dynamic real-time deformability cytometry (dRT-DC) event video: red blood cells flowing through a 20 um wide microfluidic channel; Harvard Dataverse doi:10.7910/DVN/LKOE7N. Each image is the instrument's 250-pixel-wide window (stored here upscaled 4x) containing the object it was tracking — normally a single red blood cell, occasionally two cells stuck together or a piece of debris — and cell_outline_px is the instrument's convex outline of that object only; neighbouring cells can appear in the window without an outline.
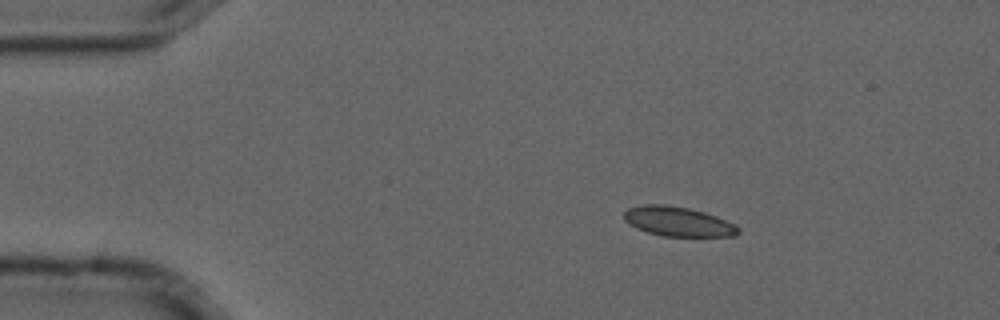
{"species": "common noctule bat (a hibernating species)", "species_latin": "Nyctalus noctula", "temperature_condition": "cold", "stored_images_in_passage": 3, "camera_frame_rate_fps": 3000, "um_per_image_px": 0.085, "animal": {"sex": "male", "forearm_length_mm": 52.5}, "frame": {"image": 1, "passage_image": 1, "time_ms": 0.0, "image_size_px": [1000, 320], "cell_outline_px": [[740, 232], [736, 236], [664, 236], [648, 232], [636, 228], [628, 224], [624, 220], [624, 212], [628, 208], [644, 204], [664, 204], [688, 208], [704, 212], [716, 216], [740, 228]], "centroid_in_image_um": [57.6, 18.83], "position_along_channel_um": 27.4, "area_um2": 19.59}}